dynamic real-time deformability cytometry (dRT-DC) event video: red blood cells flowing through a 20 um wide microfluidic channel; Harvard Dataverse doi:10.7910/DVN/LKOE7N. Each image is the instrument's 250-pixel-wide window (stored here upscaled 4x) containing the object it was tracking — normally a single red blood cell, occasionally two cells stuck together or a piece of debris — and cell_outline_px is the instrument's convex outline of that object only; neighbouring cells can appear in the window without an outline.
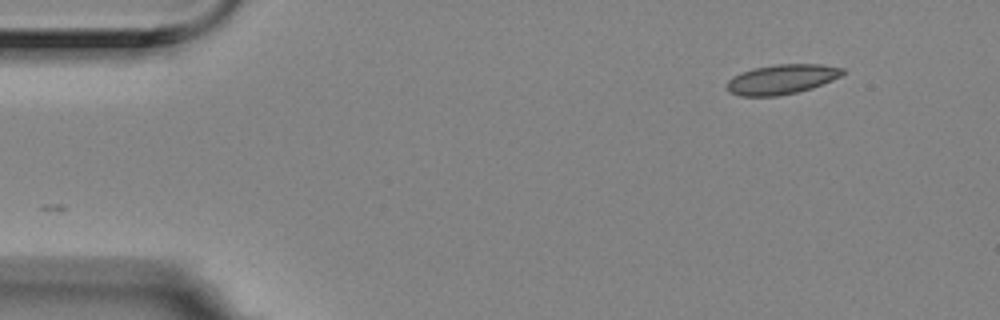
{"species": "Egyptian fruit bat (a non-hibernating species)", "species_latin": "Rousettus aegyptiacus", "temperature_condition": "room temperature", "stored_images_in_passage": 2, "camera_frame_rate_fps": 3000, "um_per_image_px": 0.085, "animal": {"sex": "female"}, "frame": {"image": 1, "passage_image": 2, "time_ms": 0.333, "image_size_px": [1000, 320], "cell_outline_px": [[848, 72], [832, 80], [812, 88], [796, 92], [776, 96], [740, 96], [728, 92], [724, 84], [732, 76], [740, 72], [752, 68], [776, 64], [820, 64], [844, 68]], "centroid_in_image_um": [66.41, 6.73], "position_along_channel_um": 18.6, "area_um2": 20.35}}